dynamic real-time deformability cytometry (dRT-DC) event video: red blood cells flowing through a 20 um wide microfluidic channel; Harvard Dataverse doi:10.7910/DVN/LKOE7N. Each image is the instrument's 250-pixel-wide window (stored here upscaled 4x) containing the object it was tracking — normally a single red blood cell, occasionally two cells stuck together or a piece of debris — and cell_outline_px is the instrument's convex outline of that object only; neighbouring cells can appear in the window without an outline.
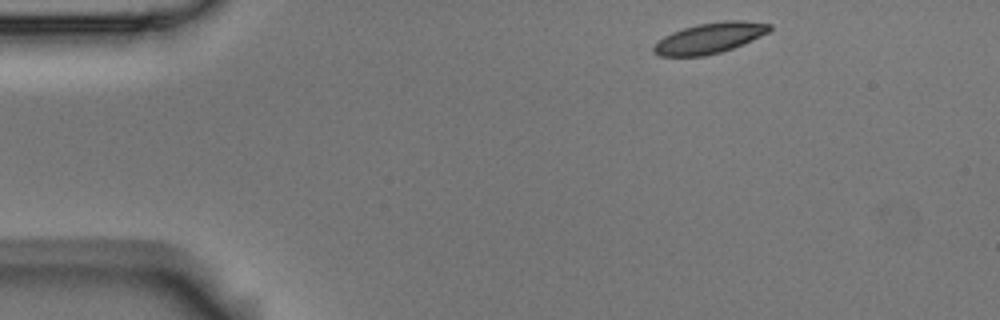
{"species": "Egyptian fruit bat (a non-hibernating species)", "species_latin": "Rousettus aegyptiacus", "temperature_condition": "room temperature", "stored_images_in_passage": 3, "camera_frame_rate_fps": 3000, "um_per_image_px": 0.085, "animal": {"sex": "male"}, "frame": {"image": 1, "passage_image": 1, "time_ms": 0.0, "image_size_px": [1000, 320], "cell_outline_px": [[772, 28], [768, 32], [744, 44], [720, 52], [704, 56], [660, 56], [652, 52], [652, 48], [664, 36], [672, 32], [696, 24], [724, 20], [744, 20], [772, 24]], "centroid_in_image_um": [60.33, 3.22], "position_along_channel_um": 24.7, "area_um2": 20.69}}
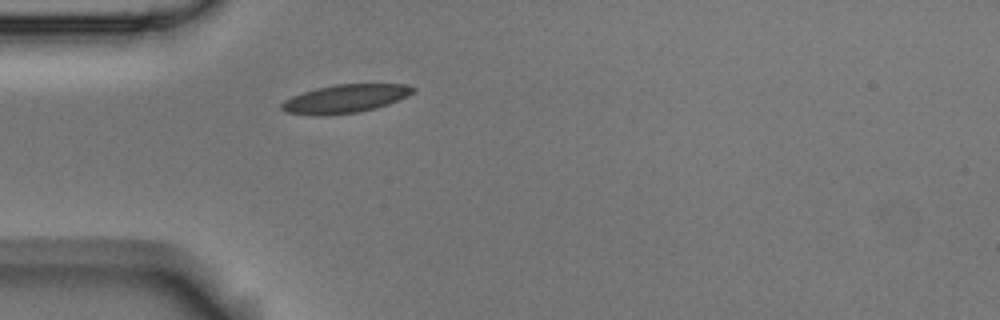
{"frame": {"image": 2, "passage_image": 3, "time_ms": 0.667, "image_size_px": [1000, 320], "cell_outline_px": [[416, 88], [408, 96], [388, 104], [376, 108], [360, 112], [324, 116], [320, 116], [288, 112], [280, 108], [280, 104], [284, 100], [292, 96], [316, 88], [336, 84], [408, 84]], "centroid_in_image_um": [29.35, 8.39], "position_along_channel_um": 55.7, "area_um2": 21.73}}